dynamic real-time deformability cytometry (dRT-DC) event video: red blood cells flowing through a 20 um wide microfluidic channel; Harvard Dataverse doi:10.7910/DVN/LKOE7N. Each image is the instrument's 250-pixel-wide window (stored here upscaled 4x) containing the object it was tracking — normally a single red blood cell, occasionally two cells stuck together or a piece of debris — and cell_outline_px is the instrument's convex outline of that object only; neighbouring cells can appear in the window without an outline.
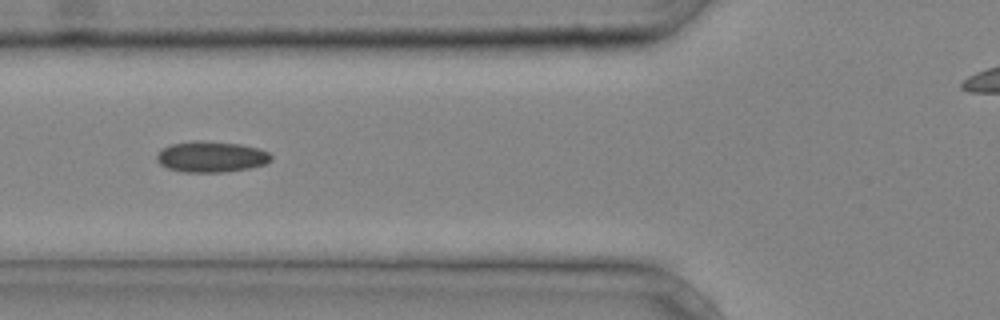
{"species": "common noctule bat (a hibernating species)", "species_latin": "Nyctalus noctula", "temperature_condition": "cold", "stored_images_in_passage": 28, "camera_frame_rate_fps": 3000, "um_per_image_px": 0.085, "animal": {"sex": "male", "body_mass_g": 20.4}, "frame": {"image": 1, "passage_image": 5, "time_ms": 1.333, "image_size_px": [1000, 320], "cell_outline_px": [[272, 160], [264, 164], [248, 168], [224, 172], [184, 172], [168, 168], [160, 164], [156, 160], [156, 156], [168, 144], [196, 140], [200, 140], [240, 144], [256, 148], [268, 152], [272, 156]], "centroid_in_image_um": [17.93, 13.32], "position_along_channel_um": 107.9, "area_um2": 20.52}}
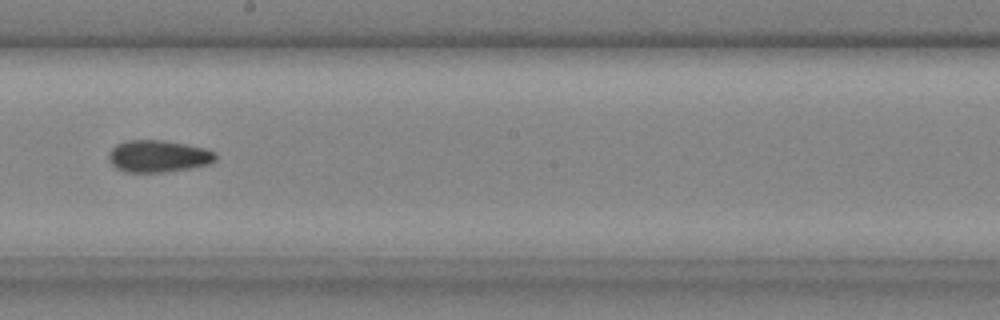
{"frame": {"image": 2, "passage_image": 13, "time_ms": 4.0, "image_size_px": [1000, 320], "cell_outline_px": [[216, 160], [208, 164], [188, 168], [164, 172], [124, 172], [116, 168], [108, 160], [108, 152], [116, 144], [128, 140], [160, 140], [184, 144], [204, 148], [216, 152]], "centroid_in_image_um": [13.41, 13.28], "position_along_channel_um": 234.8, "area_um2": 19.88}}